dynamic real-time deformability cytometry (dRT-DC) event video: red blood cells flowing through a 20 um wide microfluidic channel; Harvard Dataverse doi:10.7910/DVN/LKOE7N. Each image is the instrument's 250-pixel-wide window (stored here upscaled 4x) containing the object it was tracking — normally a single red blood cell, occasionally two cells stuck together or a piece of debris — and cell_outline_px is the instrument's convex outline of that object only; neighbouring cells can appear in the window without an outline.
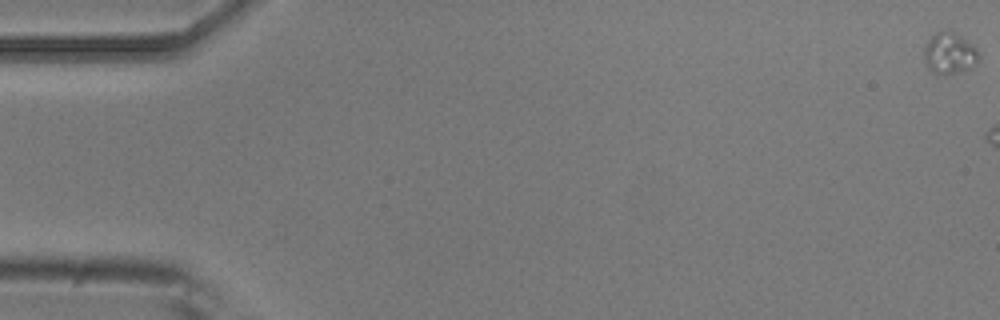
{"species": "common noctule bat (a hibernating species)", "species_latin": "Nyctalus noctula", "temperature_condition": "room temperature", "stored_images_in_passage": 17, "camera_frame_rate_fps": 3000, "um_per_image_px": 0.085, "animal": {"sex": "male", "body_mass_g": 20.5, "forearm_length_mm": 52.5}, "frame": {"image": 1, "passage_image": 1, "time_ms": 0.0, "image_size_px": [1000, 320], "cell_outline_px": [[980, 56], [976, 64], [972, 68], [944, 76], [932, 72], [928, 68], [924, 60], [924, 44], [936, 32], [948, 28], [952, 28], [972, 44], [980, 52]], "centroid_in_image_um": [80.72, 4.5], "position_along_channel_um": 4.3, "area_um2": 13.81}}
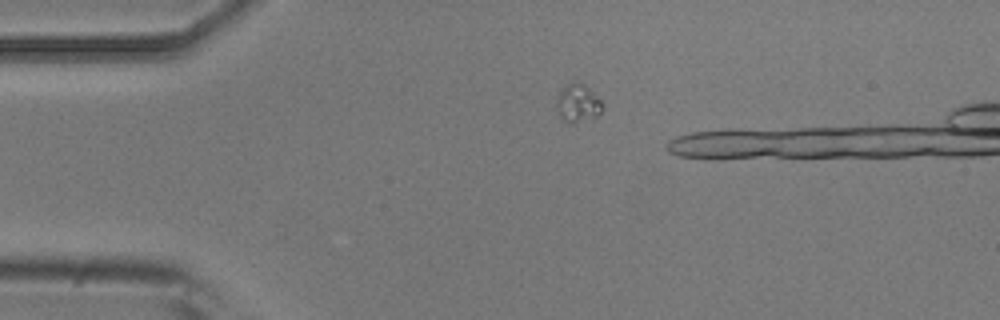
{"frame": {"image": 2, "passage_image": 13, "time_ms": 4.0, "image_size_px": [1000, 320], "cell_outline_px": [[604, 108], [596, 116], [572, 124], [568, 124], [560, 120], [556, 108], [556, 96], [572, 80], [580, 80], [604, 104]], "centroid_in_image_um": [49.08, 8.78], "position_along_channel_um": 35.9, "area_um2": 10.46}}